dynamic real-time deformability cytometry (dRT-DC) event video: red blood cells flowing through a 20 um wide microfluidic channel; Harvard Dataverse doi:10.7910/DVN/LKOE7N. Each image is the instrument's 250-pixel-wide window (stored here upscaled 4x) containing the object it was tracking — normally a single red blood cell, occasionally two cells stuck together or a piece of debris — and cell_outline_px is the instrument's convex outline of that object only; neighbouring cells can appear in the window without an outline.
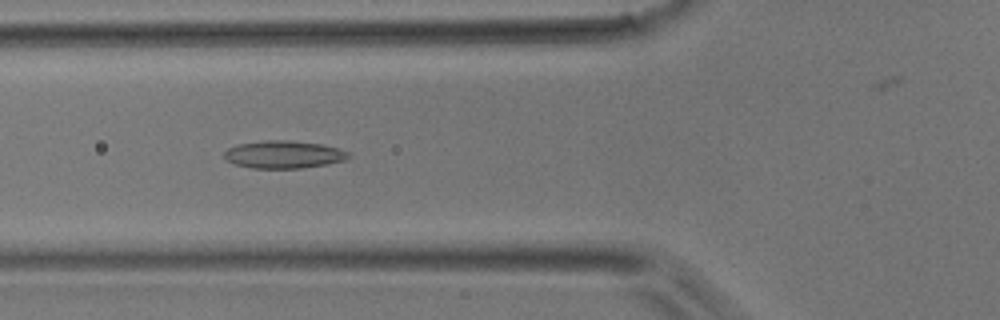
{"species": "common noctule bat (a hibernating species)", "species_latin": "Nyctalus noctula", "temperature_condition": "room temperature", "stored_images_in_passage": 46, "camera_frame_rate_fps": 3000, "um_per_image_px": 0.085, "animal": {"sex": "male", "body_mass_g": 17.9}, "frame": {"image": 1, "passage_image": 16, "time_ms": 5.0, "image_size_px": [1000, 320], "cell_outline_px": [[352, 156], [344, 160], [328, 164], [300, 168], [252, 168], [236, 164], [228, 160], [224, 156], [224, 152], [228, 148], [240, 144], [268, 140], [288, 140], [320, 144], [336, 148], [348, 152]], "centroid_in_image_um": [24.13, 13.13], "position_along_channel_um": 101.7, "area_um2": 19.71}}
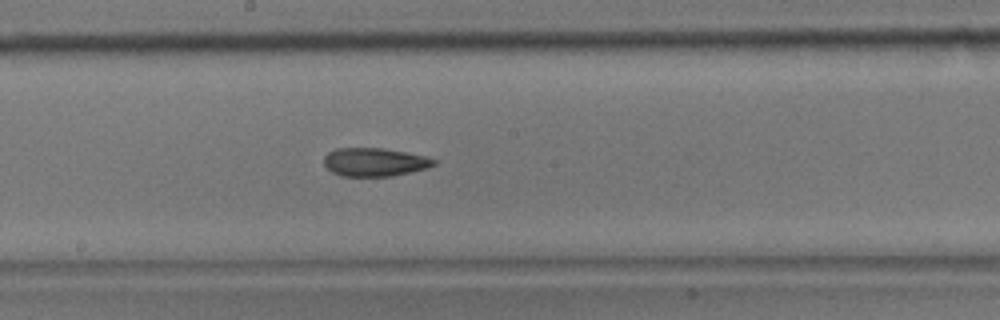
{"frame": {"image": 2, "passage_image": 24, "time_ms": 7.667, "image_size_px": [1000, 320], "cell_outline_px": [[436, 164], [424, 168], [392, 176], [340, 176], [332, 172], [324, 164], [324, 156], [328, 152], [336, 148], [384, 148], [424, 156], [436, 160]], "centroid_in_image_um": [31.78, 13.77], "position_along_channel_um": 216.4, "area_um2": 17.98}}
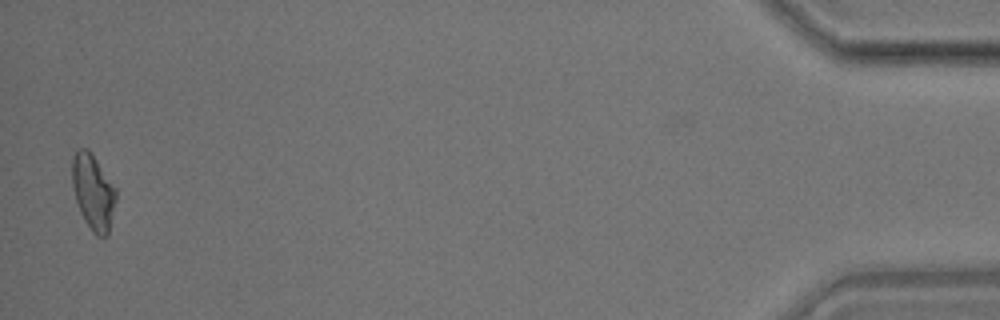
{"frame": {"image": 3, "passage_image": 45, "time_ms": 14.667, "image_size_px": [1000, 320], "cell_outline_px": [[116, 200], [108, 236], [96, 236], [92, 232], [84, 220], [80, 212], [76, 200], [72, 184], [72, 156], [76, 148], [88, 148], [116, 188]], "centroid_in_image_um": [7.91, 16.31], "position_along_channel_um": 427.3, "area_um2": 19.42}}